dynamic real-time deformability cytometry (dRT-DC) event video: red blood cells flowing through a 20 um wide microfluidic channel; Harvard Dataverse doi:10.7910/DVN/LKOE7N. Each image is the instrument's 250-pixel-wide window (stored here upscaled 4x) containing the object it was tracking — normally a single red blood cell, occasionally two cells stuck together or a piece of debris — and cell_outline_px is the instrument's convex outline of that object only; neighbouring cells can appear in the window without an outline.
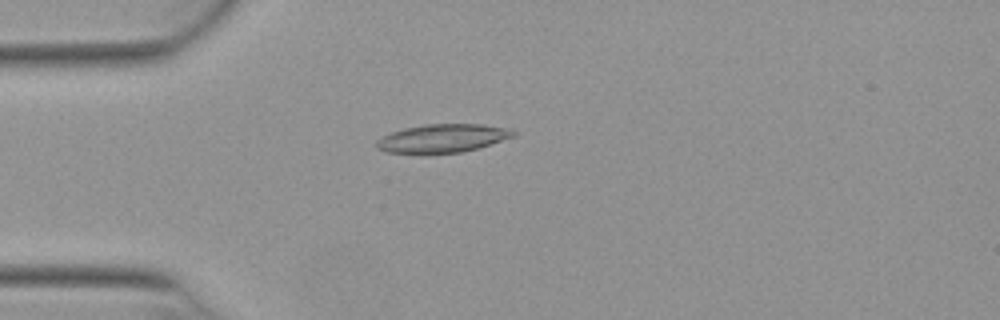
{"species": "Egyptian fruit bat (a non-hibernating species)", "species_latin": "Rousettus aegyptiacus", "temperature_condition": "warm", "stored_images_in_passage": 52, "camera_frame_rate_fps": 3000, "um_per_image_px": 0.085, "animal": {"sex": "female"}, "frame": {"image": 1, "passage_image": 14, "time_ms": 4.333, "image_size_px": [1000, 320], "cell_outline_px": [[516, 136], [476, 148], [460, 152], [428, 156], [420, 156], [384, 152], [376, 148], [376, 140], [392, 132], [404, 128], [424, 124], [484, 124], [504, 128], [516, 132]], "centroid_in_image_um": [37.52, 11.8], "position_along_channel_um": 47.5, "area_um2": 23.29}}
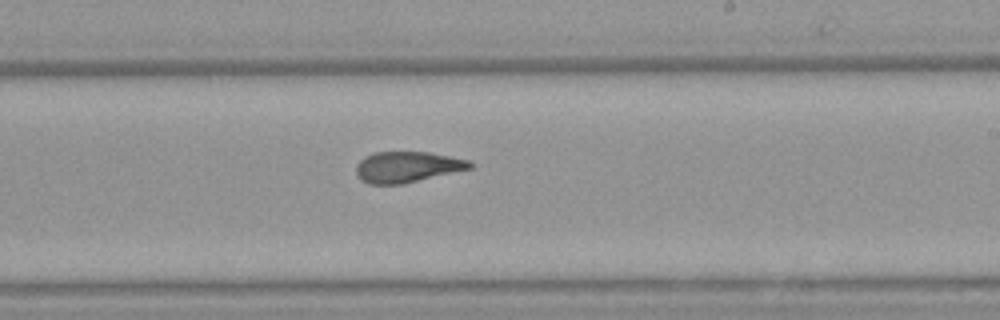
{"frame": {"image": 2, "passage_image": 31, "time_ms": 10.0, "image_size_px": [1000, 320], "cell_outline_px": [[476, 164], [472, 168], [400, 184], [368, 184], [360, 180], [356, 172], [356, 164], [364, 156], [376, 152], [428, 152], [472, 160]], "centroid_in_image_um": [34.62, 14.18], "position_along_channel_um": 254.4, "area_um2": 20.52}}
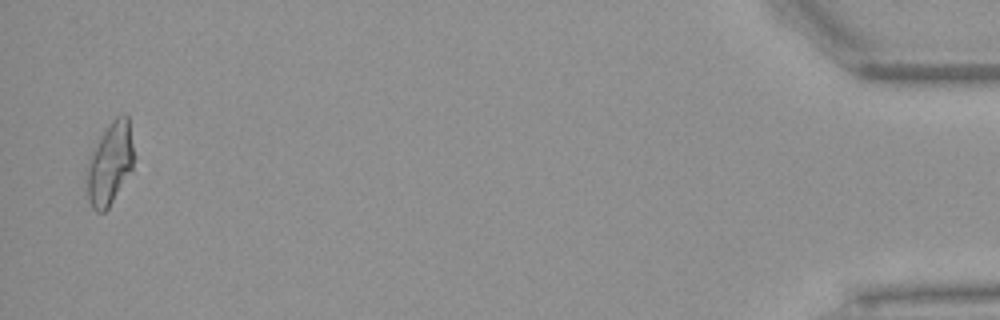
{"frame": {"image": 3, "passage_image": 51, "time_ms": 16.667, "image_size_px": [1000, 320], "cell_outline_px": [[136, 156], [132, 168], [108, 208], [104, 212], [96, 212], [92, 208], [88, 200], [88, 168], [92, 152], [104, 132], [112, 120], [116, 116], [124, 112], [128, 116]], "centroid_in_image_um": [9.4, 13.87], "position_along_channel_um": 425.8, "area_um2": 22.2}, "authors_computed_cell_mechanics": {"area_um2": 21.5883, "velocity_mm_per_s": 3.9168, "shape_relaxation_time_tau1_ms": null, "shape_relaxation_time_tau2_ms": 1.8479, "deformation_change_tau1": null, "deformation_change_tau2": 0.0968}}